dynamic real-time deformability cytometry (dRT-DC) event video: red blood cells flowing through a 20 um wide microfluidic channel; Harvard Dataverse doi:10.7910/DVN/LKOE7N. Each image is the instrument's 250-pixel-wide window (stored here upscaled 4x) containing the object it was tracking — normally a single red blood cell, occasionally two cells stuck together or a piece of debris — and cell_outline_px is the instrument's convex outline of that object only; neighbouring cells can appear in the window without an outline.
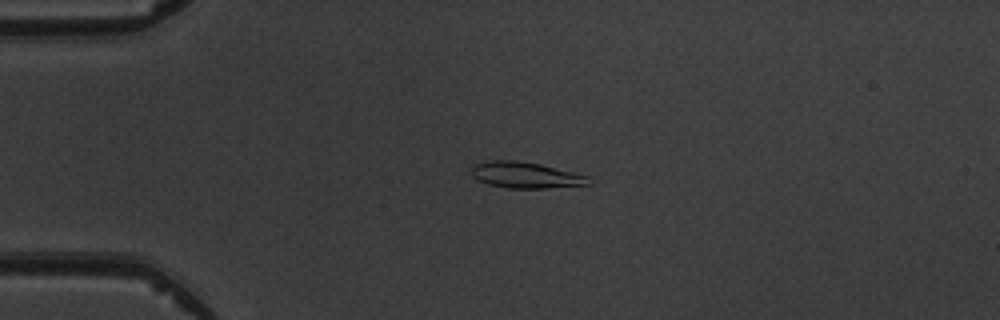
{"species": "common noctule bat (a hibernating species)", "species_latin": "Nyctalus noctula", "temperature_condition": "warm", "stored_images_in_passage": 5, "camera_frame_rate_fps": 3000, "um_per_image_px": 0.085, "animal": {"sex": "male", "body_mass_g": 19.5, "forearm_length_mm": 54.6}, "frame": {"image": 1, "passage_image": 3, "time_ms": 3.0, "image_size_px": [1000, 320], "cell_outline_px": [[592, 184], [548, 188], [508, 188], [488, 184], [476, 180], [468, 172], [472, 164], [492, 160], [516, 160], [540, 164], [588, 176]], "centroid_in_image_um": [44.6, 14.88], "position_along_channel_um": 40.4, "area_um2": 18.03}}
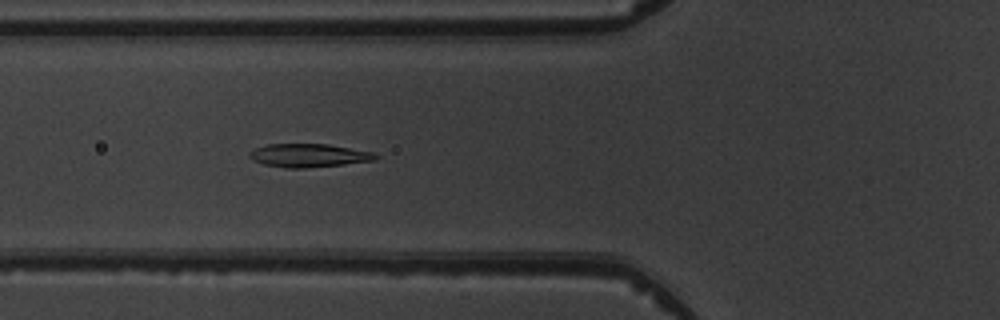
{"frame": {"image": 2, "passage_image": 5, "time_ms": 5.333, "image_size_px": [1000, 320], "cell_outline_px": [[380, 156], [376, 160], [344, 164], [304, 168], [284, 168], [264, 164], [252, 160], [248, 156], [248, 152], [256, 148], [268, 144], [328, 144], [372, 152]], "centroid_in_image_um": [26.22, 13.21], "position_along_channel_um": 99.6, "area_um2": 17.17}}